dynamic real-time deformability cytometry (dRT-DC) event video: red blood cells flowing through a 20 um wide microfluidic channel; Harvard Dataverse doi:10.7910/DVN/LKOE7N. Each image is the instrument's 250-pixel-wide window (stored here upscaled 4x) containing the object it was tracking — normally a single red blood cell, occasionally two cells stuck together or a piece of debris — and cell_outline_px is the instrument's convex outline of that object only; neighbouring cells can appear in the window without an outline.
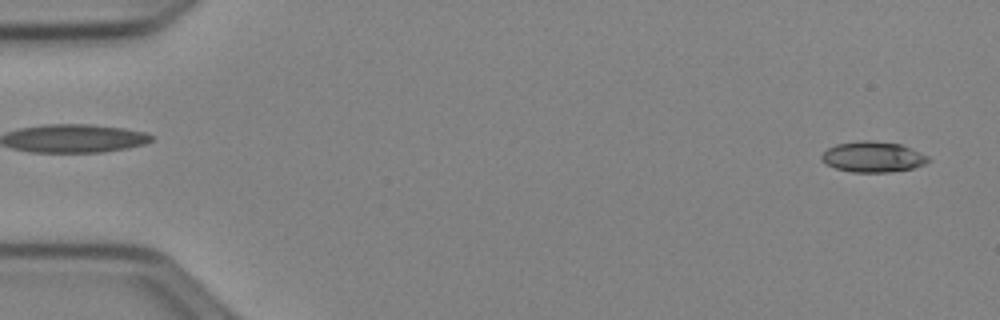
{"species": "Egyptian fruit bat (a non-hibernating species)", "species_latin": "Rousettus aegyptiacus", "temperature_condition": "cold", "stored_images_in_passage": 50, "camera_frame_rate_fps": 3000, "um_per_image_px": 0.085, "animal": {"sex": "female"}, "frame": {"image": 1, "passage_image": 1, "time_ms": 0.0, "image_size_px": [1000, 320], "cell_outline_px": [[932, 160], [924, 164], [912, 168], [892, 172], [852, 172], [836, 168], [820, 160], [820, 156], [828, 148], [836, 144], [860, 140], [872, 140], [900, 144], [928, 156]], "centroid_in_image_um": [74.19, 13.33], "position_along_channel_um": 10.8, "area_um2": 19.02}}
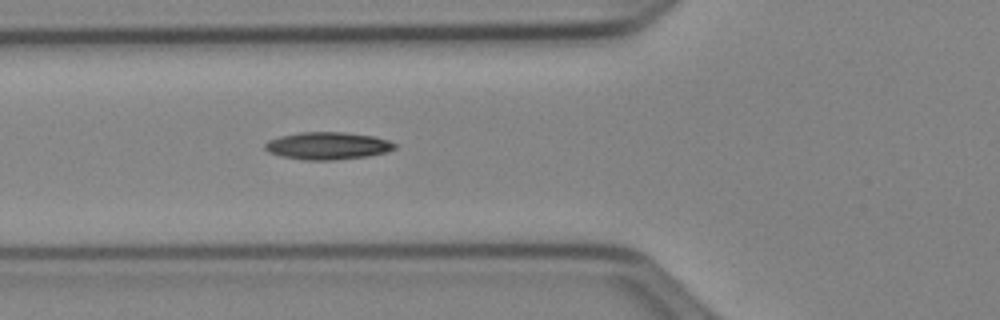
{"frame": {"image": 2, "passage_image": 18, "time_ms": 5.667, "image_size_px": [1000, 320], "cell_outline_px": [[396, 148], [388, 152], [368, 156], [336, 160], [304, 160], [280, 156], [268, 152], [264, 148], [264, 144], [268, 140], [280, 136], [300, 132], [344, 132], [372, 136], [388, 140], [396, 144]], "centroid_in_image_um": [27.84, 12.4], "position_along_channel_um": 98.0, "area_um2": 20.87}}
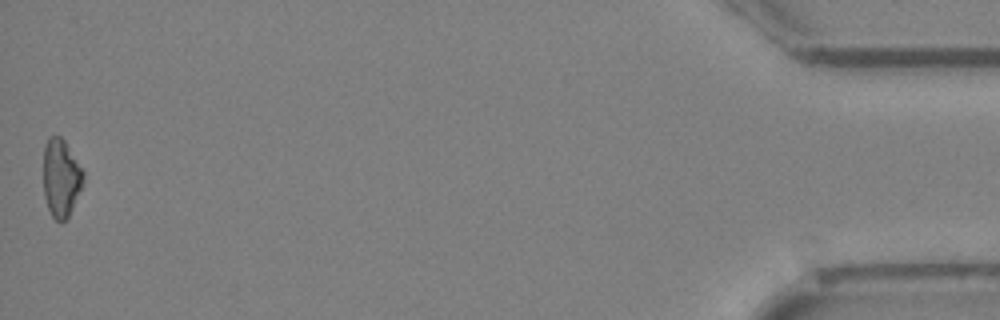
{"frame": {"image": 3, "passage_image": 50, "time_ms": 16.333, "image_size_px": [1000, 320], "cell_outline_px": [[84, 184], [68, 216], [60, 224], [52, 216], [48, 208], [44, 196], [44, 144], [48, 136], [60, 136], [64, 140], [84, 172]], "centroid_in_image_um": [5.19, 15.12], "position_along_channel_um": 430.0, "area_um2": 18.15}, "authors_computed_cell_mechanics": {"area_um2": 19.2185, "velocity_mm_per_s": 3.9912, "shape_relaxation_time_tau1_ms": 6.9722, "shape_relaxation_time_tau2_ms": null, "deformation_change_tau1": 0.1708, "deformation_change_tau2": null}}